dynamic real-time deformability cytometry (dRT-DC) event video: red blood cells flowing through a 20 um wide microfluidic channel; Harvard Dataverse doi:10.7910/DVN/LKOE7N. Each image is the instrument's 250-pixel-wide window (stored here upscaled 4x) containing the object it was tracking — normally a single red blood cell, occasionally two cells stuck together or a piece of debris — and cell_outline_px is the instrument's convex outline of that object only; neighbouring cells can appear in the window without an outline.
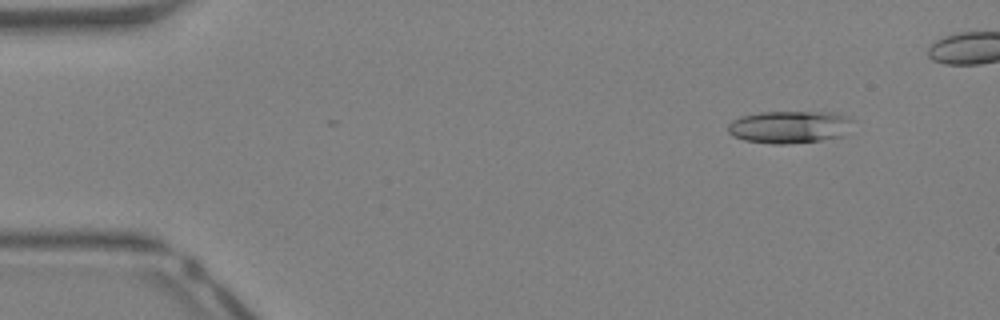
{"species": "Egyptian fruit bat (a non-hibernating species)", "species_latin": "Rousettus aegyptiacus", "temperature_condition": "warm", "stored_images_in_passage": 39, "camera_frame_rate_fps": 3000, "um_per_image_px": 0.085, "animal": {"sex": "female"}, "frame": {"image": 1, "passage_image": 5, "time_ms": 1.333, "image_size_px": [1000, 320], "cell_outline_px": [[852, 120], [844, 136], [820, 140], [784, 144], [772, 144], [744, 140], [732, 136], [728, 132], [728, 124], [732, 120], [740, 116], [760, 112], [832, 112], [848, 116]], "centroid_in_image_um": [67.07, 10.79], "position_along_channel_um": 17.9, "area_um2": 23.64}}
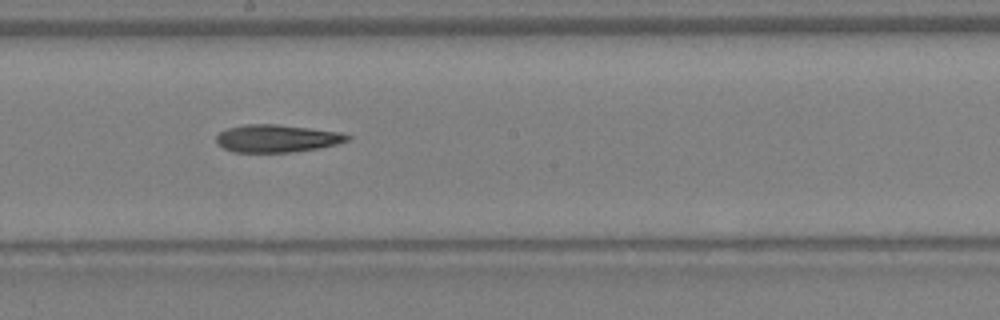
{"frame": {"image": 2, "passage_image": 24, "time_ms": 7.667, "image_size_px": [1000, 320], "cell_outline_px": [[352, 136], [348, 140], [336, 144], [320, 148], [292, 152], [232, 152], [224, 148], [216, 140], [216, 136], [220, 132], [228, 128], [248, 124], [276, 124], [340, 132]], "centroid_in_image_um": [23.54, 11.77], "position_along_channel_um": 224.7, "area_um2": 20.92}}
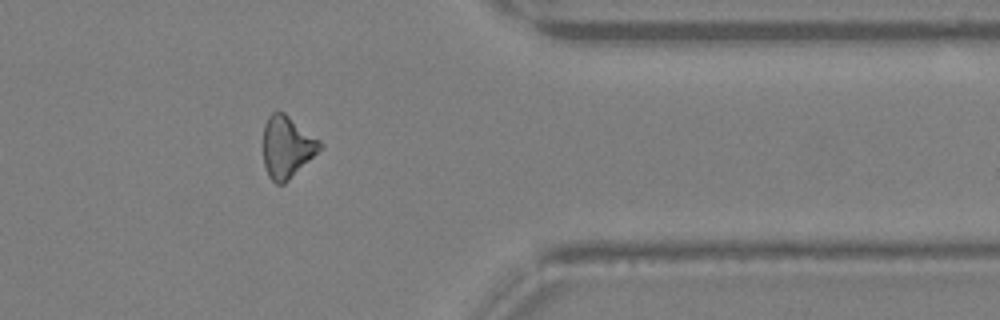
{"frame": {"image": 3, "passage_image": 35, "time_ms": 11.333, "image_size_px": [1000, 320], "cell_outline_px": [[324, 148], [284, 184], [276, 184], [268, 176], [264, 164], [264, 124], [268, 116], [272, 112], [284, 112], [320, 140], [324, 144]], "centroid_in_image_um": [24.42, 12.5], "position_along_channel_um": 387.0, "area_um2": 20.58}}